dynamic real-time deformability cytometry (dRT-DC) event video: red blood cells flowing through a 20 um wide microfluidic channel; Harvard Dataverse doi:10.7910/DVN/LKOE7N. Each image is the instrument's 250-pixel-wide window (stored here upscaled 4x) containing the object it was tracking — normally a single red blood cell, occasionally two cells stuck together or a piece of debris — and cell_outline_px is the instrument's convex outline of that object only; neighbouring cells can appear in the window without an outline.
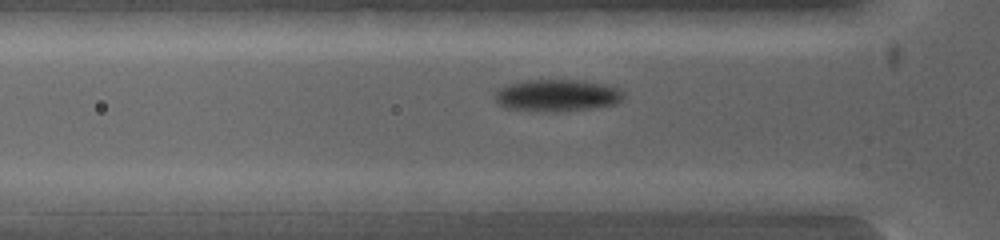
{"species": "common noctule bat (a hibernating species)", "species_latin": "Nyctalus noctula", "temperature_condition": "warm", "stored_images_in_passage": 7, "segment_of_instrument_passage": [1, 2], "camera_frame_rate_fps": 5000, "um_per_image_px": 0.085, "animal": {"sex": "female", "body_mass_g": 19.0, "forearm_length_mm": 53.3}, "frame": {"image": 1, "passage_image": 2, "time_ms": 0.2, "image_size_px": [1000, 240], "cell_outline_px": [[576, 212], [496, 212], [496, 200], [520, 192], [560, 192], [576, 200]], "centroid_in_image_um": [45.61, 17.24], "position_along_channel_um": 80.2, "area_um2": 10.4}}